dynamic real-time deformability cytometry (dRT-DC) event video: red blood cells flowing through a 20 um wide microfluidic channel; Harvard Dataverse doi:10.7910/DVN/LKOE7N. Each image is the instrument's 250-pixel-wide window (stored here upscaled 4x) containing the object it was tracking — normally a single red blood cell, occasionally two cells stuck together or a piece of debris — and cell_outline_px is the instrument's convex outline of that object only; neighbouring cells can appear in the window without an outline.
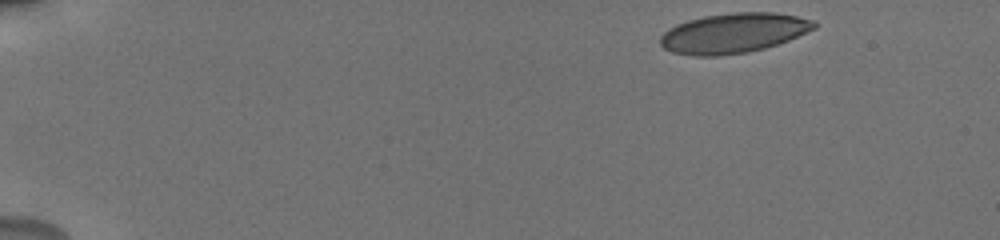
{"species": "human", "species_latin": "Homo sapiens", "temperature_condition": "cold", "stored_images_in_passage": 15, "camera_frame_rate_fps": 3000, "um_per_image_px": 0.085, "donor": {"sex": "male"}, "frame": {"image": 1, "passage_image": 1, "time_ms": 0.0, "image_size_px": [1000, 240], "cell_outline_px": [[816, 28], [788, 40], [764, 48], [748, 52], [720, 56], [696, 56], [672, 52], [664, 48], [660, 44], [660, 36], [668, 28], [676, 24], [688, 20], [704, 16], [732, 12], [772, 12], [796, 16], [816, 20]], "centroid_in_image_um": [62.33, 2.81], "position_along_channel_um": 22.7, "area_um2": 35.84}}
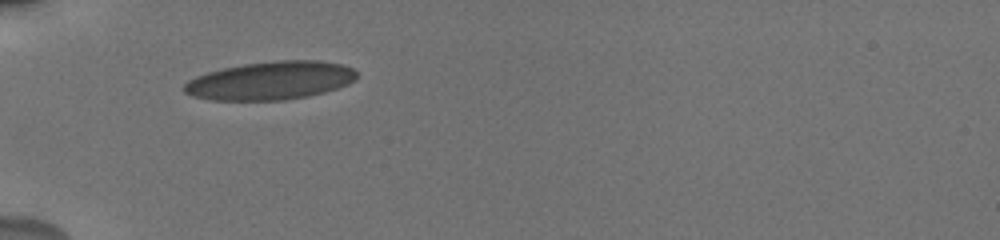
{"frame": {"image": 2, "passage_image": 14, "time_ms": 4.0, "image_size_px": [1000, 240], "cell_outline_px": [[356, 80], [348, 84], [324, 92], [308, 96], [284, 100], [212, 100], [192, 96], [184, 92], [180, 88], [188, 80], [196, 76], [208, 72], [224, 68], [244, 64], [276, 60], [320, 60], [344, 64], [352, 68], [356, 72]], "centroid_in_image_um": [22.99, 6.85], "position_along_channel_um": 62.0, "area_um2": 38.67}}